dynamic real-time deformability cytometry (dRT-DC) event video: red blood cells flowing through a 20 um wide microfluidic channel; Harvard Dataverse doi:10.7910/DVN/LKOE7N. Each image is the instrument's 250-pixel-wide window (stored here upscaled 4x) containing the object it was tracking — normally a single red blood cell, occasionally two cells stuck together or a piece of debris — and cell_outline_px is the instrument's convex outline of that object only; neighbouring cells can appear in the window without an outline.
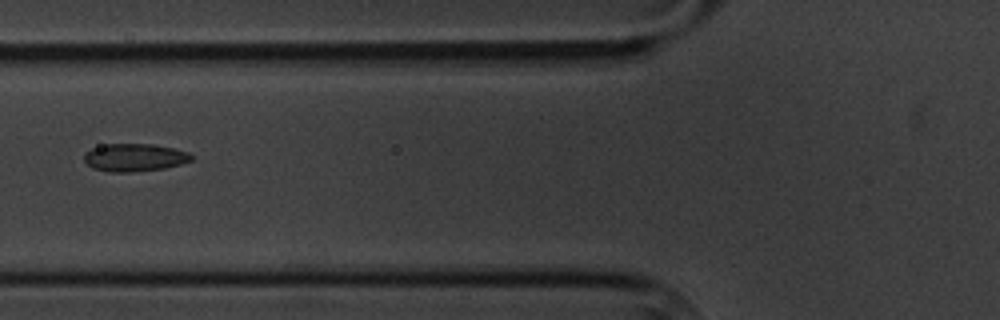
{"species": "common noctule bat (a hibernating species)", "species_latin": "Nyctalus noctula", "temperature_condition": "cold", "stored_images_in_passage": 8, "camera_frame_rate_fps": 3000, "um_per_image_px": 0.085, "animal": {"sex": "male", "body_mass_g": 20.1, "forearm_length_mm": 53.5}, "frame": {"image": 1, "passage_image": 4, "time_ms": 4.333, "image_size_px": [1000, 320], "cell_outline_px": [[192, 160], [180, 164], [164, 168], [132, 172], [108, 172], [92, 168], [84, 160], [84, 152], [92, 148], [108, 144], [152, 144], [172, 148], [188, 152], [192, 156]], "centroid_in_image_um": [11.4, 13.39], "position_along_channel_um": 114.4, "area_um2": 17.28}}
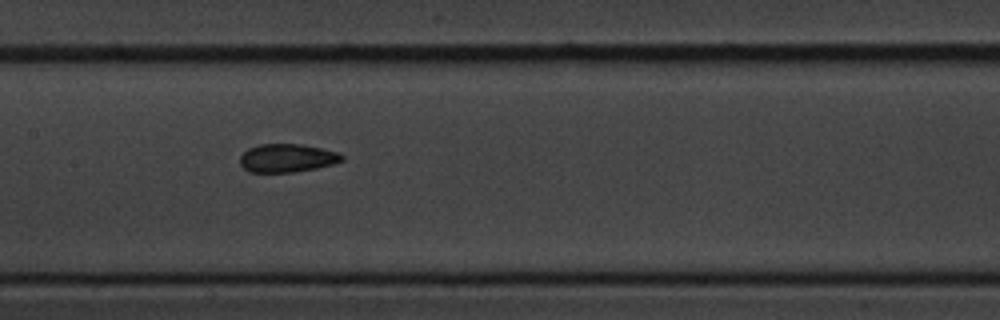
{"frame": {"image": 2, "passage_image": 6, "time_ms": 6.333, "image_size_px": [1000, 320], "cell_outline_px": [[344, 160], [332, 164], [316, 168], [292, 172], [248, 172], [240, 164], [240, 156], [248, 148], [260, 144], [300, 144], [340, 152], [344, 156]], "centroid_in_image_um": [24.4, 13.43], "position_along_channel_um": 183.0, "area_um2": 16.82}}
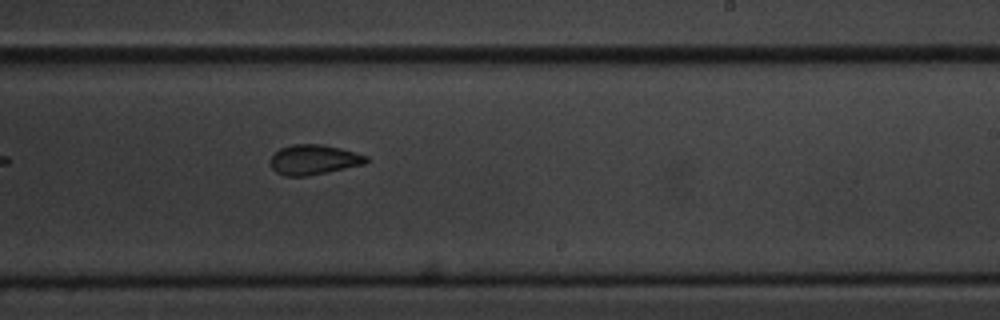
{"frame": {"image": 3, "passage_image": 8, "time_ms": 8.667, "image_size_px": [1000, 320], "cell_outline_px": [[368, 160], [364, 164], [308, 176], [284, 176], [276, 172], [272, 168], [272, 156], [280, 148], [292, 144], [324, 144], [356, 152], [368, 156]], "centroid_in_image_um": [26.69, 13.56], "position_along_channel_um": 262.3, "area_um2": 16.65}}